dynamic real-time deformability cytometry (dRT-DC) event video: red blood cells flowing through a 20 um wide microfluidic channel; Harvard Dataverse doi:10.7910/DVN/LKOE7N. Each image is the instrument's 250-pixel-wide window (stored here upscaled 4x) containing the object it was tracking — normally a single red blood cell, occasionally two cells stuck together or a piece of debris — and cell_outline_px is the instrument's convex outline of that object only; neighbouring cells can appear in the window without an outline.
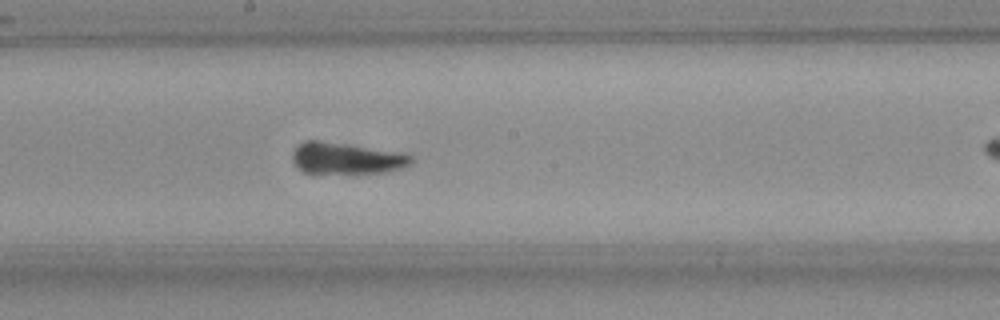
{"species": "Egyptian fruit bat (a non-hibernating species)", "species_latin": "Rousettus aegyptiacus", "temperature_condition": "room temperature", "stored_images_in_passage": 38, "camera_frame_rate_fps": 3000, "um_per_image_px": 0.085, "frame": {"image": 1, "passage_image": 12, "time_ms": 3.667, "image_size_px": [1000, 320], "cell_outline_px": [[412, 164], [404, 168], [388, 172], [308, 172], [300, 168], [296, 164], [292, 156], [296, 148], [300, 144], [312, 140], [316, 140], [348, 144], [400, 152], [412, 156]], "centroid_in_image_um": [29.54, 13.44], "position_along_channel_um": 218.7, "area_um2": 21.15}}
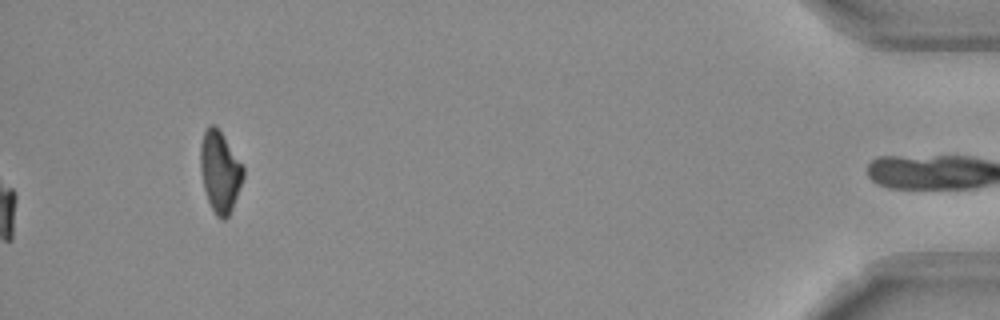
{"frame": {"image": 2, "passage_image": 38, "time_ms": 12.333, "image_size_px": [1000, 320], "cell_outline_px": [[244, 176], [232, 208], [228, 216], [224, 220], [220, 220], [216, 216], [208, 200], [204, 188], [200, 168], [200, 144], [204, 132], [208, 124], [216, 124], [244, 168]], "centroid_in_image_um": [18.68, 14.57], "position_along_channel_um": 416.5, "area_um2": 20.11}}